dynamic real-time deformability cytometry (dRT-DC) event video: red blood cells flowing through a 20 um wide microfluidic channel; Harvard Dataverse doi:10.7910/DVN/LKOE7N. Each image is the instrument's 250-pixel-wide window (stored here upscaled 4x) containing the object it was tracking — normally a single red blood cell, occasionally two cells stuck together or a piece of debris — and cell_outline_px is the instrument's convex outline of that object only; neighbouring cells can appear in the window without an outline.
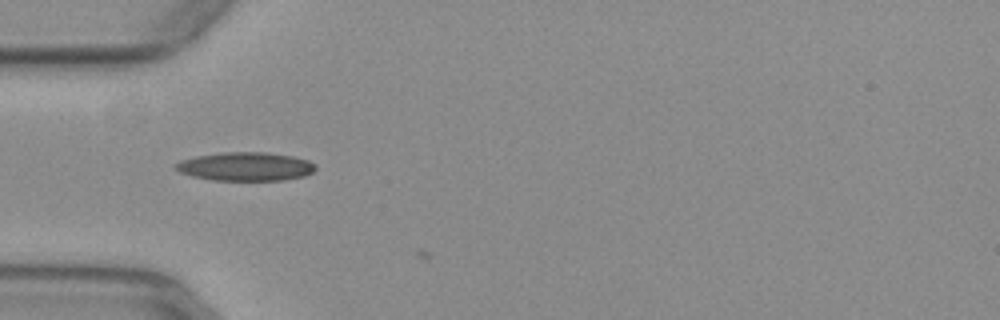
{"species": "common noctule bat (a hibernating species)", "species_latin": "Nyctalus noctula", "temperature_condition": "warm", "stored_images_in_passage": 5, "camera_frame_rate_fps": 3000, "um_per_image_px": 0.085, "animal": {"sex": "female", "body_mass_g": 29.2, "forearm_length_mm": 56.3}, "frame": {"image": 1, "passage_image": 3, "time_ms": 0.667, "image_size_px": [1000, 320], "cell_outline_px": [[316, 168], [312, 172], [304, 176], [284, 180], [212, 180], [192, 176], [180, 172], [172, 164], [180, 160], [196, 156], [224, 152], [264, 152], [292, 156], [308, 160], [316, 164]], "centroid_in_image_um": [20.86, 14.15], "position_along_channel_um": 64.1, "area_um2": 23.35}}